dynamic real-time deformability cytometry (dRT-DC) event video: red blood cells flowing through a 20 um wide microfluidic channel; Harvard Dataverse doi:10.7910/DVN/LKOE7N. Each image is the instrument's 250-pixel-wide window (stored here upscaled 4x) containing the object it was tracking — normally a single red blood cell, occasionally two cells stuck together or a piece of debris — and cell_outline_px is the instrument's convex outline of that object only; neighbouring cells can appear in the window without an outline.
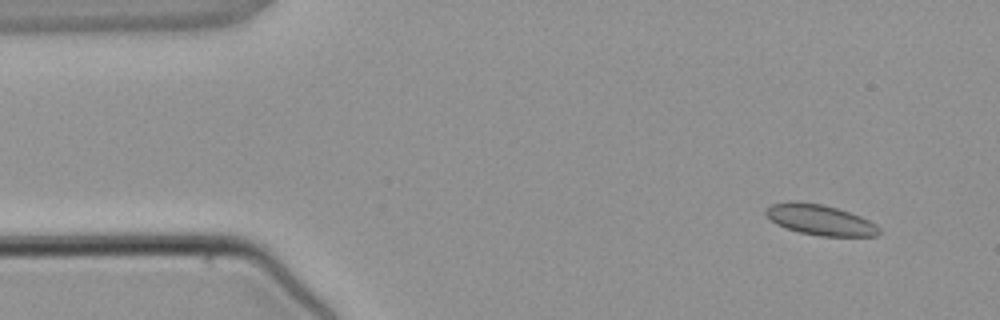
{"species": "common noctule bat (a hibernating species)", "species_latin": "Nyctalus noctula", "temperature_condition": "warm", "stored_images_in_passage": 3, "camera_frame_rate_fps": 3000, "um_per_image_px": 0.085, "animal": {"sex": "male", "body_mass_g": 21.5, "forearm_length_mm": 52.0}, "frame": {"image": 1, "passage_image": 1, "time_ms": 0.0, "image_size_px": [1000, 320], "cell_outline_px": [[880, 232], [876, 236], [820, 236], [800, 232], [784, 228], [776, 224], [764, 212], [772, 204], [788, 200], [800, 200], [824, 204], [860, 216], [876, 224], [880, 228]], "centroid_in_image_um": [69.68, 18.67], "position_along_channel_um": 15.3, "area_um2": 20.29}}
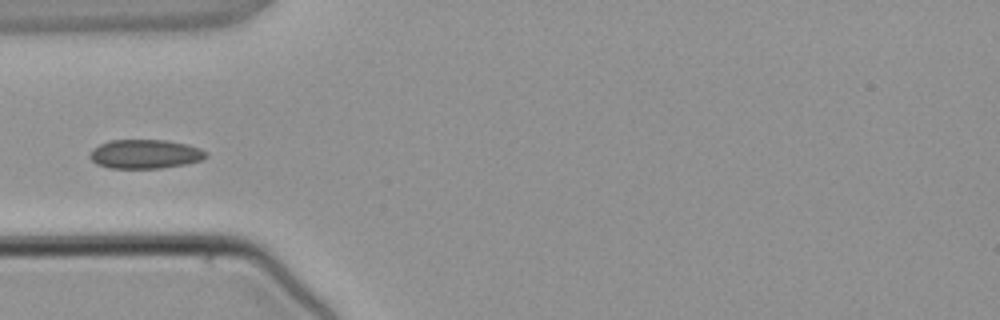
{"frame": {"image": 2, "passage_image": 3, "time_ms": 3.333, "image_size_px": [1000, 320], "cell_outline_px": [[208, 156], [200, 160], [184, 164], [160, 168], [108, 168], [96, 164], [88, 156], [92, 148], [100, 144], [112, 140], [164, 140], [188, 144], [200, 148], [208, 152]], "centroid_in_image_um": [12.32, 13.09], "position_along_channel_um": 72.7, "area_um2": 19.71}}